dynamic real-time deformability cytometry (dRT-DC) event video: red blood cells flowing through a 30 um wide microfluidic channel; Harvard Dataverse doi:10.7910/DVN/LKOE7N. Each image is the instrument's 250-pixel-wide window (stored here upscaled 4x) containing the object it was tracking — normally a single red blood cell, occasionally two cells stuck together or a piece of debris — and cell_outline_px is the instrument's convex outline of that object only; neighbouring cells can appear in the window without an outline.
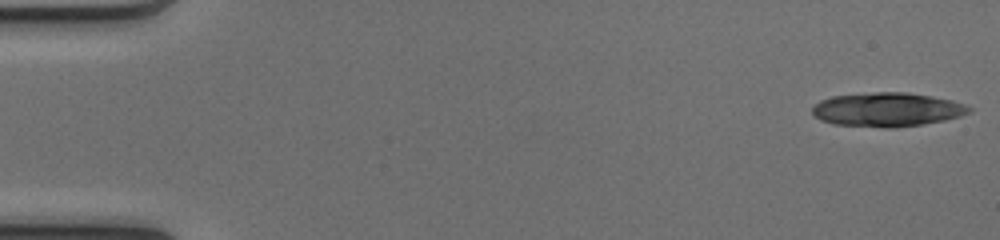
{"species": "common noctule bat (a hibernating species)", "species_latin": "Nyctalus noctula", "temperature_condition": "cold", "stored_images_in_passage": 46, "camera_frame_rate_fps": 3000, "um_per_image_px": 0.085, "animal": {"sex": "female", "body_mass_g": 17.0, "forearm_length_mm": 48.0}, "frame": {"image": 1, "passage_image": 1, "time_ms": 0.0, "image_size_px": [1000, 240], "cell_outline_px": [[972, 112], [960, 116], [944, 120], [896, 128], [884, 128], [832, 124], [820, 120], [812, 112], [812, 108], [820, 100], [832, 96], [876, 92], [908, 92], [932, 96], [952, 100], [964, 104], [972, 108]], "centroid_in_image_um": [75.42, 9.32], "position_along_channel_um": 9.6, "area_um2": 31.15}}